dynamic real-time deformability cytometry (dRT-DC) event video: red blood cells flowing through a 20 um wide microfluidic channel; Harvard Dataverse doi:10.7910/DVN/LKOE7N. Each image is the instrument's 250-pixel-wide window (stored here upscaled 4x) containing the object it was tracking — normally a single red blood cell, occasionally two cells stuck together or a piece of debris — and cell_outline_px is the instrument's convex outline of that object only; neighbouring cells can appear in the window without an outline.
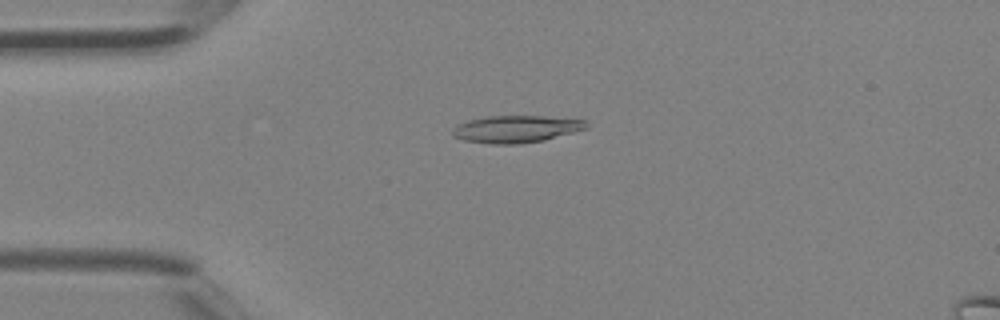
{"species": "Egyptian fruit bat (a non-hibernating species)", "species_latin": "Rousettus aegyptiacus", "temperature_condition": "room temperature", "stored_images_in_passage": 35, "camera_frame_rate_fps": 3000, "um_per_image_px": 0.085, "animal": {"sex": "female"}, "frame": {"image": 1, "passage_image": 4, "time_ms": 1.0, "image_size_px": [1000, 320], "cell_outline_px": [[588, 128], [544, 140], [520, 144], [488, 144], [464, 140], [452, 136], [452, 128], [468, 120], [484, 116], [544, 116], [588, 120]], "centroid_in_image_um": [43.87, 10.97], "position_along_channel_um": 41.1, "area_um2": 21.33}}
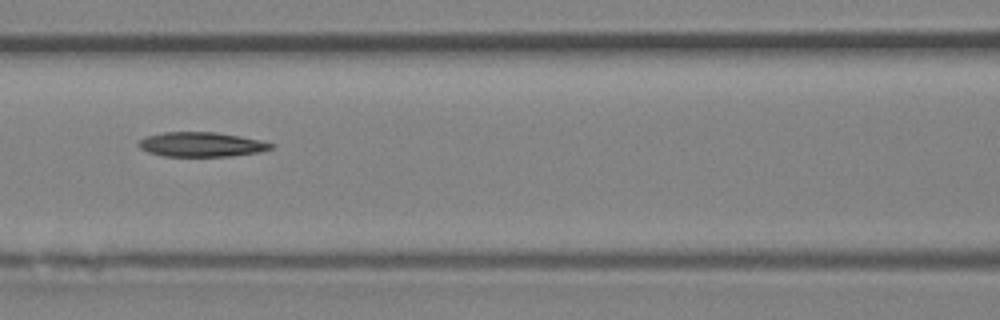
{"frame": {"image": 2, "passage_image": 12, "time_ms": 3.667, "image_size_px": [1000, 320], "cell_outline_px": [[272, 148], [260, 152], [228, 156], [164, 156], [148, 152], [140, 148], [136, 144], [144, 136], [164, 132], [216, 132], [240, 136], [260, 140], [272, 144]], "centroid_in_image_um": [17.07, 12.27], "position_along_channel_um": 149.5, "area_um2": 18.9}}
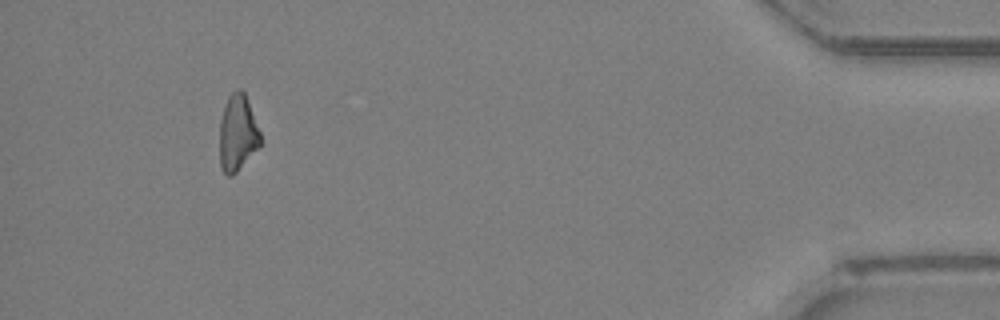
{"frame": {"image": 3, "passage_image": 32, "time_ms": 10.333, "image_size_px": [1000, 320], "cell_outline_px": [[260, 144], [236, 172], [232, 176], [228, 176], [220, 168], [220, 120], [228, 96], [236, 88], [240, 88], [244, 92], [260, 132]], "centroid_in_image_um": [20.17, 11.29], "position_along_channel_um": 415.0, "area_um2": 17.8}}